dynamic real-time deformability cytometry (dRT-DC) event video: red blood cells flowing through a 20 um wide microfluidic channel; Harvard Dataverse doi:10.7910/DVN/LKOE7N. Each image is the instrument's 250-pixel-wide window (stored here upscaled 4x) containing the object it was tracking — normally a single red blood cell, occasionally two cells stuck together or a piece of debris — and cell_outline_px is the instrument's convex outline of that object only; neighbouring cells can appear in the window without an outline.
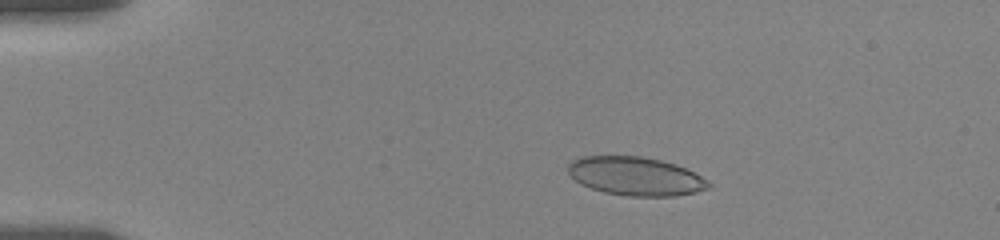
{"species": "human", "species_latin": "Homo sapiens", "temperature_condition": "room temperature", "stored_images_in_passage": 14, "camera_frame_rate_fps": 3000, "um_per_image_px": 0.085, "donor": {"sex": "female"}, "frame": {"image": 1, "passage_image": 7, "time_ms": 3.333, "image_size_px": [1000, 240], "cell_outline_px": [[712, 184], [708, 188], [696, 192], [676, 196], [628, 196], [604, 192], [580, 184], [568, 172], [568, 164], [572, 160], [580, 156], [640, 156], [660, 160], [676, 164], [708, 180]], "centroid_in_image_um": [54.01, 14.98], "position_along_channel_um": 31.0, "area_um2": 31.5}}
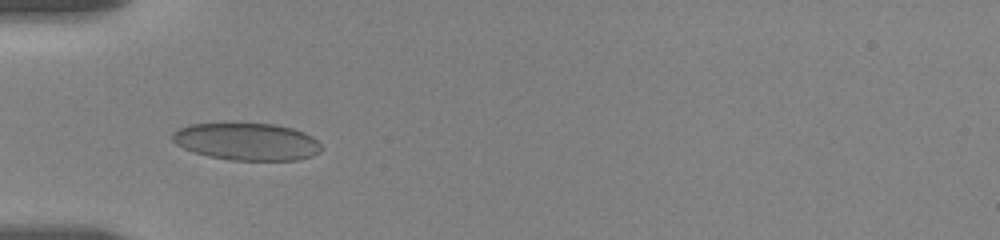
{"frame": {"image": 2, "passage_image": 12, "time_ms": 6.0, "image_size_px": [1000, 240], "cell_outline_px": [[320, 152], [312, 156], [300, 160], [228, 160], [208, 156], [184, 148], [176, 144], [172, 140], [172, 132], [188, 124], [224, 120], [276, 124], [292, 128], [304, 132], [312, 136], [320, 144]], "centroid_in_image_um": [20.93, 11.98], "position_along_channel_um": 64.1, "area_um2": 33.52}}
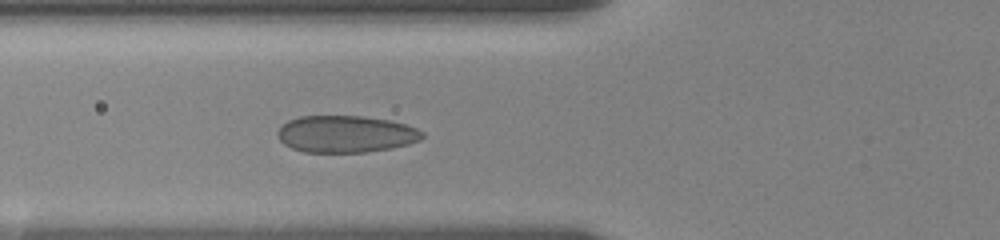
{"frame": {"image": 3, "passage_image": 14, "time_ms": 7.0, "image_size_px": [1000, 240], "cell_outline_px": [[424, 136], [420, 140], [408, 144], [392, 148], [364, 152], [304, 152], [292, 148], [284, 144], [276, 136], [276, 132], [288, 120], [300, 116], [364, 116], [388, 120], [404, 124], [416, 128], [424, 132]], "centroid_in_image_um": [29.38, 11.39], "position_along_channel_um": 96.4, "area_um2": 31.15}}